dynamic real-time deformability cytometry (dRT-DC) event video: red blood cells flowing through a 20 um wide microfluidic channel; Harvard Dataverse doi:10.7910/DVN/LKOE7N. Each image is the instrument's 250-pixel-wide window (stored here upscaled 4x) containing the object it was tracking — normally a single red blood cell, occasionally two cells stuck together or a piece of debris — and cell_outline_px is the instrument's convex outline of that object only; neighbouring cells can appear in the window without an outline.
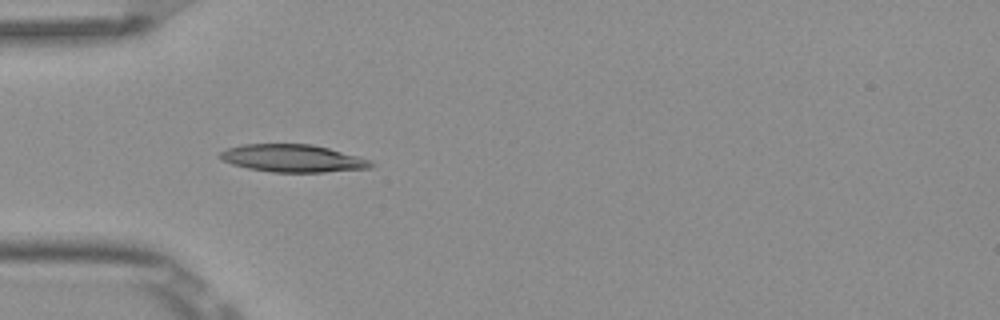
{"species": "Egyptian fruit bat (a non-hibernating species)", "species_latin": "Rousettus aegyptiacus", "temperature_condition": "room temperature", "stored_images_in_passage": 5, "camera_frame_rate_fps": 3000, "um_per_image_px": 0.085, "frame": {"image": 1, "passage_image": 4, "time_ms": 1.0, "image_size_px": [1000, 320], "cell_outline_px": [[376, 164], [372, 168], [324, 172], [272, 172], [248, 168], [232, 164], [220, 160], [216, 156], [220, 152], [228, 148], [240, 144], [312, 144], [328, 148], [372, 160]], "centroid_in_image_um": [24.87, 13.46], "position_along_channel_um": 60.1, "area_um2": 24.45}}
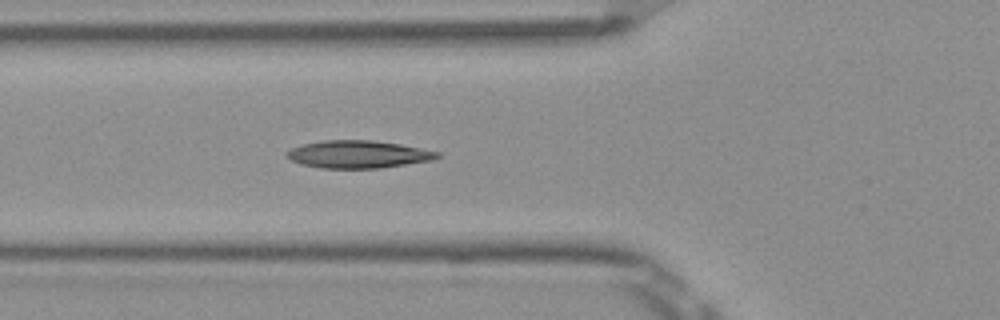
{"frame": {"image": 2, "passage_image": 5, "time_ms": 1.333, "image_size_px": [1000, 320], "cell_outline_px": [[440, 156], [432, 160], [380, 168], [320, 168], [300, 164], [292, 160], [288, 156], [288, 152], [292, 148], [300, 144], [324, 140], [372, 140], [400, 144], [440, 152]], "centroid_in_image_um": [30.45, 13.11], "position_along_channel_um": 95.4, "area_um2": 24.04}}